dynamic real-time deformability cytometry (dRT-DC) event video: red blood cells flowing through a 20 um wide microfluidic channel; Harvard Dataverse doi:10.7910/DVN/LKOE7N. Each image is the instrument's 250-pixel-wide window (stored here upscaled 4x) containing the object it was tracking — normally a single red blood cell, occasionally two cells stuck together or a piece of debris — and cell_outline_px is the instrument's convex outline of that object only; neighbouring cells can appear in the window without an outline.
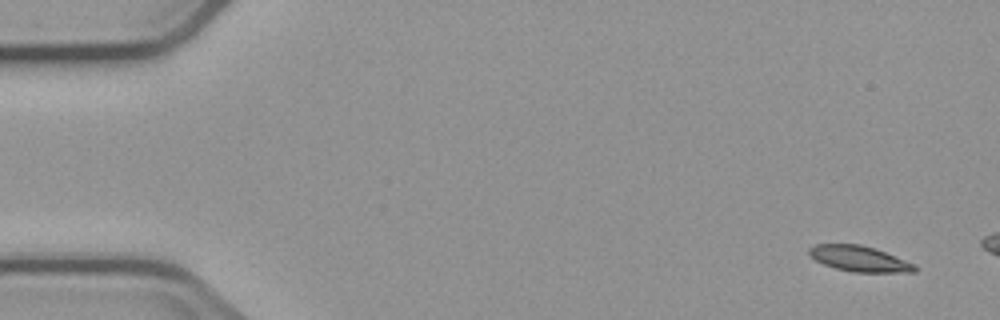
{"species": "common noctule bat (a hibernating species)", "species_latin": "Nyctalus noctula", "temperature_condition": "cold", "stored_images_in_passage": 3, "camera_frame_rate_fps": 3000, "um_per_image_px": 0.085, "animal": {"sex": "male", "body_mass_g": 23.1, "forearm_length_mm": 52.7}, "frame": {"image": 1, "passage_image": 1, "time_ms": 0.0, "image_size_px": [1000, 320], "cell_outline_px": [[916, 272], [852, 272], [836, 268], [824, 264], [816, 260], [808, 252], [808, 248], [816, 244], [860, 244], [876, 248], [916, 264]], "centroid_in_image_um": [73.07, 21.98], "position_along_channel_um": 11.9, "area_um2": 15.78}}